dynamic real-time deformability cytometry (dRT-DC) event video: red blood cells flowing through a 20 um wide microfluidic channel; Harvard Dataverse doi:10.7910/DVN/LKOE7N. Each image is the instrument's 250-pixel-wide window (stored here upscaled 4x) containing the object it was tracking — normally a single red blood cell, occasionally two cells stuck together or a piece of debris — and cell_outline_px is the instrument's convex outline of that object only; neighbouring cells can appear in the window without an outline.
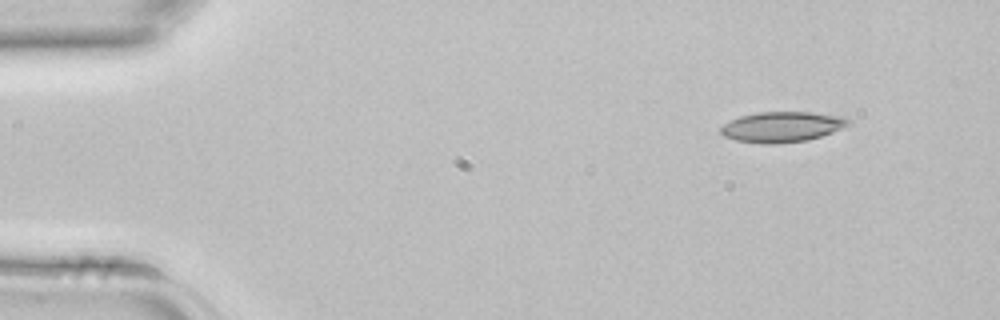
{"species": "common noctule bat (a hibernating species)", "species_latin": "Nyctalus noctula", "temperature_condition": "room temperature", "stored_images_in_passage": 3, "camera_frame_rate_fps": 3000, "um_per_image_px": 0.085, "animal": {"sex": "female", "body_mass_g": 22.7, "forearm_length_mm": 54.2}, "frame": {"image": 1, "passage_image": 1, "time_ms": 0.0, "image_size_px": [1000, 320], "cell_outline_px": [[852, 124], [832, 132], [808, 140], [780, 144], [764, 144], [736, 140], [724, 136], [720, 132], [720, 128], [724, 124], [740, 116], [756, 112], [812, 112], [844, 116], [852, 120]], "centroid_in_image_um": [66.52, 10.78], "position_along_channel_um": 18.5, "area_um2": 22.83}}